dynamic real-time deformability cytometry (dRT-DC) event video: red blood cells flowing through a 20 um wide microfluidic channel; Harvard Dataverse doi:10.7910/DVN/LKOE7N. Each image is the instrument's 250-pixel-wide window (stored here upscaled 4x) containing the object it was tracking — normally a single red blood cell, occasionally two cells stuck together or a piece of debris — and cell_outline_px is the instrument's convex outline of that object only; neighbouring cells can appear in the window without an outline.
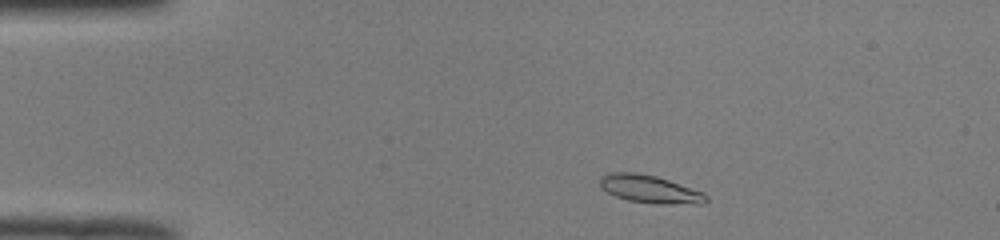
{"species": "common noctule bat (a hibernating species)", "species_latin": "Nyctalus noctula", "temperature_condition": "room temperature", "stored_images_in_passage": 44, "camera_frame_rate_fps": 3000, "um_per_image_px": 0.085, "animal": {"sex": "male", "body_mass_g": 19.0, "forearm_length_mm": 50.8}, "frame": {"image": 1, "passage_image": 3, "time_ms": 0.667, "image_size_px": [1000, 240], "cell_outline_px": [[708, 200], [700, 204], [660, 204], [628, 200], [616, 196], [600, 188], [600, 176], [612, 172], [636, 172], [656, 176], [704, 192], [708, 196]], "centroid_in_image_um": [55.24, 16.07], "position_along_channel_um": 29.8, "area_um2": 17.22}}
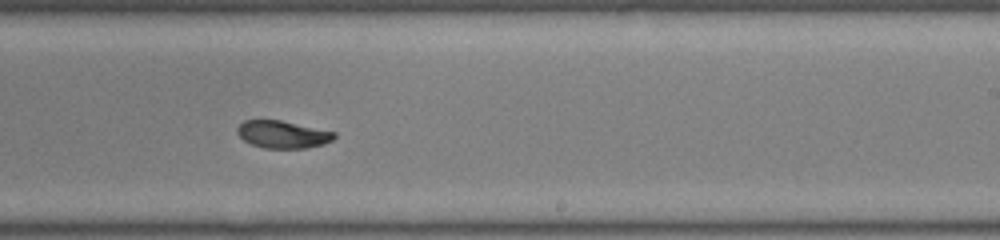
{"frame": {"image": 2, "passage_image": 25, "time_ms": 8.0, "image_size_px": [1000, 240], "cell_outline_px": [[336, 136], [332, 140], [324, 144], [308, 148], [264, 148], [252, 144], [244, 140], [236, 132], [236, 128], [244, 120], [280, 120], [336, 132]], "centroid_in_image_um": [24.03, 11.42], "position_along_channel_um": 265.0, "area_um2": 15.49}}
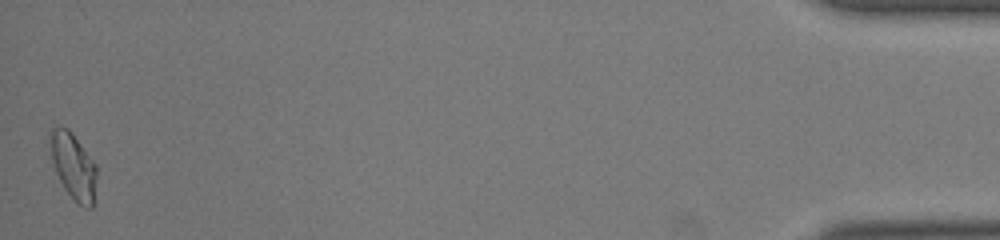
{"frame": {"image": 3, "passage_image": 44, "time_ms": 14.333, "image_size_px": [1000, 240], "cell_outline_px": [[96, 176], [92, 208], [84, 208], [64, 188], [56, 172], [52, 160], [52, 128], [68, 128], [72, 132], [96, 164]], "centroid_in_image_um": [6.28, 14.15], "position_along_channel_um": 428.9, "area_um2": 17.17}, "authors_computed_cell_mechanics": {"area_um2": 16.6464, "velocity_mm_per_s": 4.0169, "shape_relaxation_time_tau1_ms": 6.8401, "shape_relaxation_time_tau2_ms": 3.1389, "deformation_change_tau1": 0.2022, "deformation_change_tau2": 0.06}}